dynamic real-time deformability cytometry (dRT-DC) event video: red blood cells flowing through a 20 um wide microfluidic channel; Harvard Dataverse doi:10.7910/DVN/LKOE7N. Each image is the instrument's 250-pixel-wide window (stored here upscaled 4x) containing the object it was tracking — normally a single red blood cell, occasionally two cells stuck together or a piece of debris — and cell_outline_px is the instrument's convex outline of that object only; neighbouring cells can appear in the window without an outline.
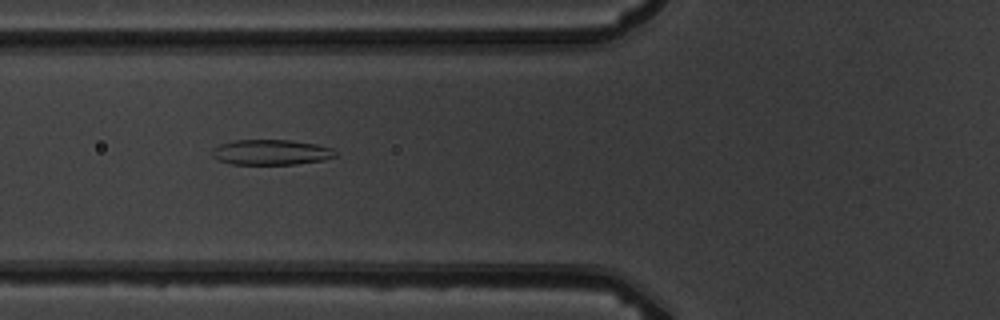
{"species": "common noctule bat (a hibernating species)", "species_latin": "Nyctalus noctula", "temperature_condition": "warm", "stored_images_in_passage": 5, "camera_frame_rate_fps": 3000, "um_per_image_px": 0.085, "animal": {"sex": "male", "body_mass_g": 19.5, "forearm_length_mm": 54.6}, "frame": {"image": 1, "passage_image": 4, "time_ms": 3.667, "image_size_px": [1000, 320], "cell_outline_px": [[336, 156], [324, 160], [296, 164], [232, 164], [216, 160], [212, 156], [212, 148], [220, 144], [232, 140], [288, 140], [316, 144], [332, 148], [336, 152]], "centroid_in_image_um": [23.01, 12.94], "position_along_channel_um": 102.8, "area_um2": 18.26}}
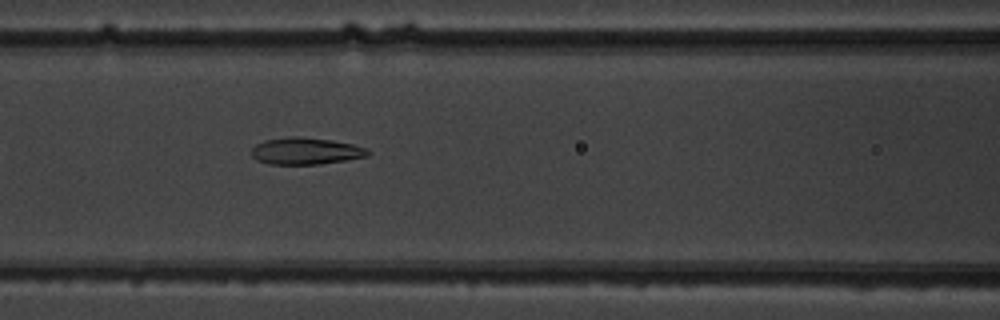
{"frame": {"image": 2, "passage_image": 5, "time_ms": 4.667, "image_size_px": [1000, 320], "cell_outline_px": [[368, 156], [348, 160], [320, 164], [268, 164], [256, 160], [252, 156], [252, 148], [256, 144], [264, 140], [288, 136], [296, 136], [332, 140], [352, 144], [368, 148]], "centroid_in_image_um": [25.97, 12.84], "position_along_channel_um": 140.6, "area_um2": 18.32}}